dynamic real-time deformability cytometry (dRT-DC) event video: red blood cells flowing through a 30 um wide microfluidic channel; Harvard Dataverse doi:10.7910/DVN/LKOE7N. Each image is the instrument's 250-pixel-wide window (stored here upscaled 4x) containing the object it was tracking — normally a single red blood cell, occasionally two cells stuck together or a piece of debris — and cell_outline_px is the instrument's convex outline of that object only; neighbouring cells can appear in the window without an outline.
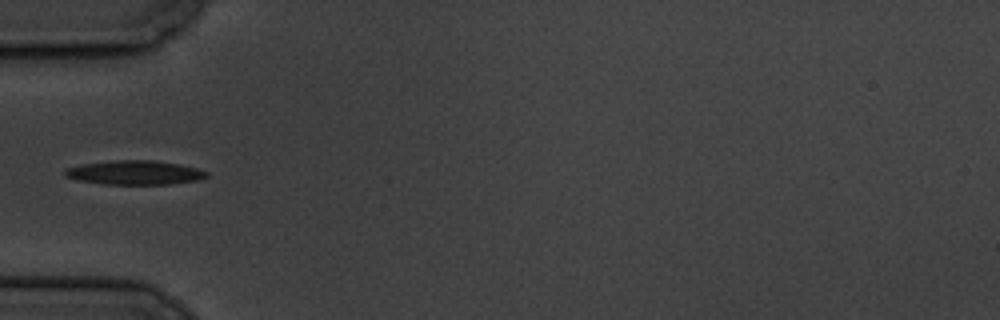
{"species": "common noctule bat (a hibernating species)", "species_latin": "Nyctalus noctula", "temperature_condition": "cold", "stored_images_in_passage": 11, "camera_frame_rate_fps": 3000, "um_per_image_px": 0.085, "animal": {"sex": "male", "body_mass_g": 19.5, "forearm_length_mm": 54.6}, "frame": {"image": 1, "passage_image": 1, "time_ms": 0.0, "image_size_px": [1000, 320], "cell_outline_px": [[208, 176], [196, 180], [168, 184], [104, 184], [76, 180], [64, 176], [64, 168], [80, 164], [112, 160], [156, 160], [180, 164], [196, 168], [208, 172]], "centroid_in_image_um": [11.39, 14.66], "position_along_channel_um": 73.6, "area_um2": 20.06}}
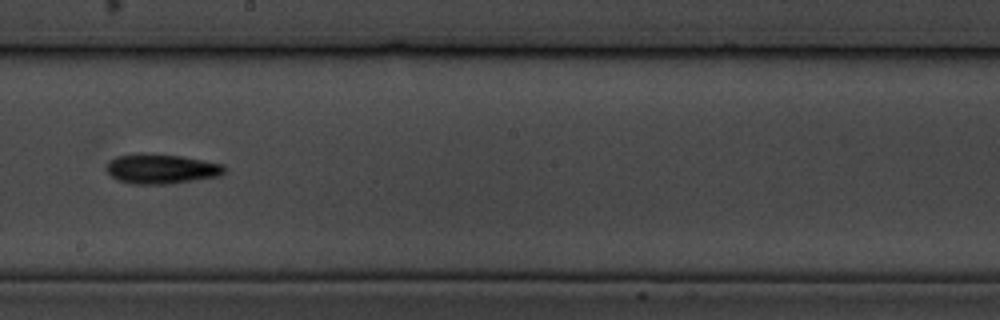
{"frame": {"image": 2, "passage_image": 5, "time_ms": 4.667, "image_size_px": [1000, 320], "cell_outline_px": [[228, 168], [220, 176], [172, 184], [132, 184], [116, 180], [104, 168], [108, 160], [116, 156], [140, 152], [180, 156], [224, 164]], "centroid_in_image_um": [13.69, 14.35], "position_along_channel_um": 234.5, "area_um2": 20.92}}
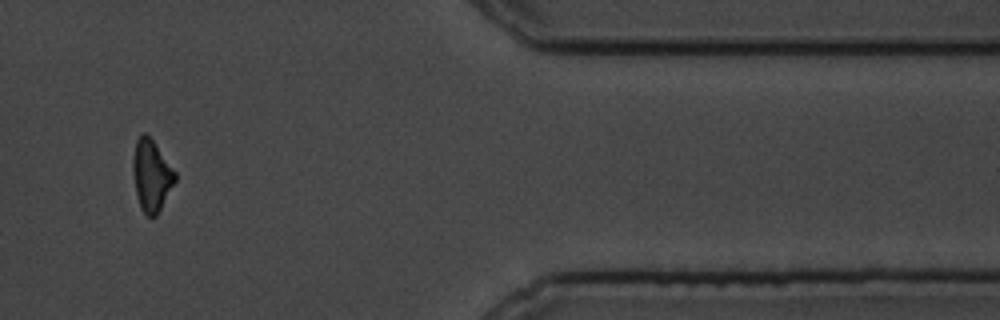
{"frame": {"image": 3, "passage_image": 10, "time_ms": 10.333, "image_size_px": [1000, 320], "cell_outline_px": [[176, 180], [156, 216], [148, 216], [140, 208], [136, 192], [132, 168], [132, 160], [136, 140], [144, 132], [152, 140], [176, 172]], "centroid_in_image_um": [12.86, 14.92], "position_along_channel_um": 398.5, "area_um2": 17.22}}